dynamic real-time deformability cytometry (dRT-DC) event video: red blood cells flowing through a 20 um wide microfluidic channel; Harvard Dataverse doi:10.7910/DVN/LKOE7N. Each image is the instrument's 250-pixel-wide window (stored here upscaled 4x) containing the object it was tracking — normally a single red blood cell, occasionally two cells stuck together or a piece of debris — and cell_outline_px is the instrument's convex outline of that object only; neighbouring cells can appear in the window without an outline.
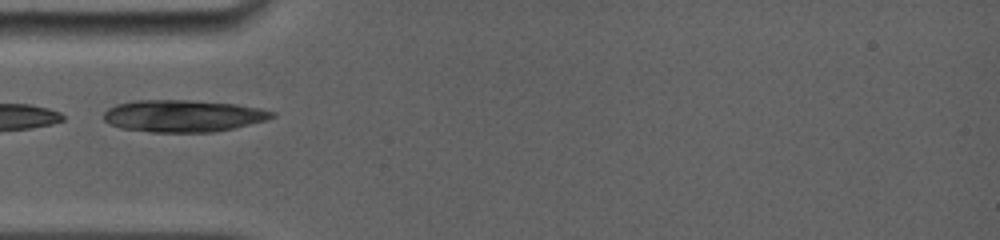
{"species": "common noctule bat (a hibernating species)", "species_latin": "Nyctalus noctula", "temperature_condition": "room temperature", "stored_images_in_passage": 17, "camera_frame_rate_fps": 5000, "um_per_image_px": 0.085, "animal": {"sex": "female", "body_mass_g": 19.0, "forearm_length_mm": 56.7}, "frame": {"image": 1, "passage_image": 1, "time_ms": 0.0, "image_size_px": [1000, 240], "cell_outline_px": [[276, 116], [268, 120], [232, 128], [212, 132], [152, 132], [120, 128], [108, 124], [104, 120], [104, 112], [108, 108], [116, 104], [136, 100], [188, 100], [236, 104], [260, 108], [276, 112]], "centroid_in_image_um": [15.56, 9.85], "position_along_channel_um": 69.4, "area_um2": 31.5}}
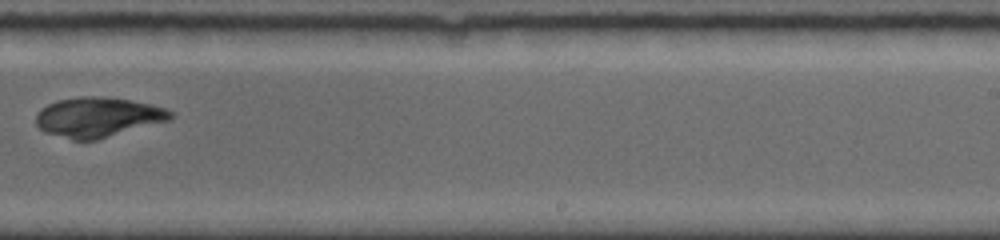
{"frame": {"image": 2, "passage_image": 12, "time_ms": 5.4, "image_size_px": [1000, 240], "cell_outline_px": [[176, 116], [168, 120], [96, 140], [72, 140], [44, 132], [36, 124], [36, 116], [48, 104], [56, 100], [80, 96], [92, 96], [128, 100], [152, 104], [168, 108]], "centroid_in_image_um": [8.33, 9.96], "position_along_channel_um": 280.7, "area_um2": 30.98}}